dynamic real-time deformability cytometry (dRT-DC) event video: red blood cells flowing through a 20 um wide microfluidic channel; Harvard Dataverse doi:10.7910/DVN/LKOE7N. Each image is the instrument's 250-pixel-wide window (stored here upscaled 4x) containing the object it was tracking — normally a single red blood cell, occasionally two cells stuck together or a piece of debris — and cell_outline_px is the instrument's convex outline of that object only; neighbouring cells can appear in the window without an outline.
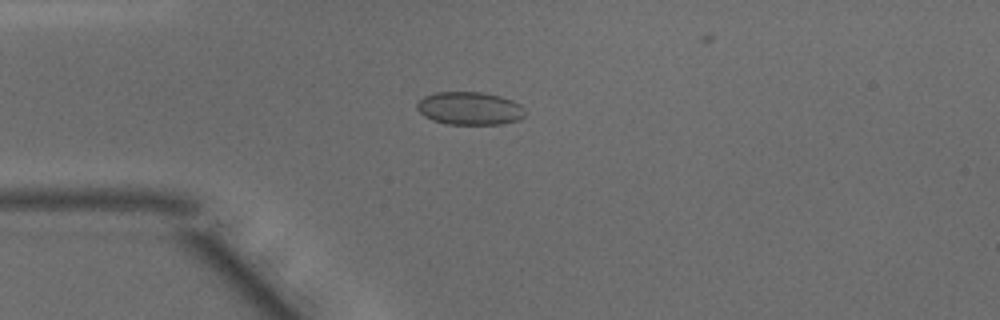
{"species": "common noctule bat (a hibernating species)", "species_latin": "Nyctalus noctula", "temperature_condition": "warm", "stored_images_in_passage": 32, "camera_frame_rate_fps": 3000, "um_per_image_px": 0.085, "animal": {"sex": "male", "body_mass_g": 15.6}, "frame": {"image": 1, "passage_image": 6, "time_ms": 1.667, "image_size_px": [1000, 320], "cell_outline_px": [[524, 116], [520, 120], [500, 124], [444, 124], [432, 120], [424, 116], [416, 108], [416, 104], [424, 96], [436, 92], [480, 92], [500, 96], [512, 100], [520, 104], [524, 108]], "centroid_in_image_um": [39.91, 9.21], "position_along_channel_um": 45.1, "area_um2": 20.87}}
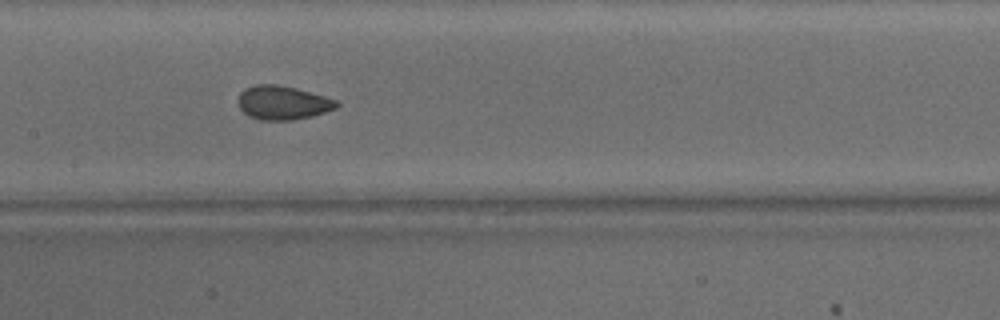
{"frame": {"image": 2, "passage_image": 17, "time_ms": 5.333, "image_size_px": [1000, 320], "cell_outline_px": [[340, 104], [336, 108], [312, 116], [292, 120], [260, 120], [248, 116], [240, 108], [240, 92], [244, 88], [256, 84], [276, 84], [296, 88], [324, 96], [336, 100]], "centroid_in_image_um": [24.03, 8.73], "position_along_channel_um": 183.4, "area_um2": 19.31}}
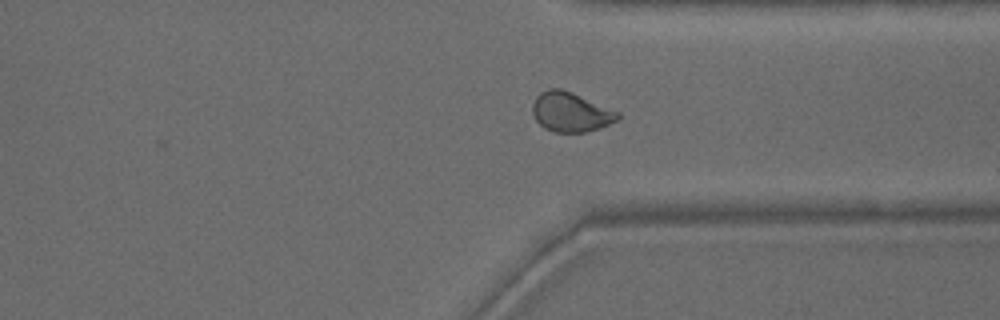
{"frame": {"image": 3, "passage_image": 30, "time_ms": 9.667, "image_size_px": [1000, 320], "cell_outline_px": [[620, 116], [616, 120], [600, 128], [584, 132], [556, 132], [544, 128], [536, 120], [532, 112], [532, 104], [536, 96], [540, 92], [548, 88], [560, 88], [572, 92], [620, 112]], "centroid_in_image_um": [48.49, 9.51], "position_along_channel_um": 362.9, "area_um2": 19.65}, "authors_computed_cell_mechanics": {"area_um2": 19.3341, "velocity_mm_per_s": 4.147, "shape_relaxation_time_tau1_ms": 6.5168, "shape_relaxation_time_tau2_ms": 0.4701, "deformation_change_tau1": 0.1304, "deformation_change_tau2": 0.0463}}